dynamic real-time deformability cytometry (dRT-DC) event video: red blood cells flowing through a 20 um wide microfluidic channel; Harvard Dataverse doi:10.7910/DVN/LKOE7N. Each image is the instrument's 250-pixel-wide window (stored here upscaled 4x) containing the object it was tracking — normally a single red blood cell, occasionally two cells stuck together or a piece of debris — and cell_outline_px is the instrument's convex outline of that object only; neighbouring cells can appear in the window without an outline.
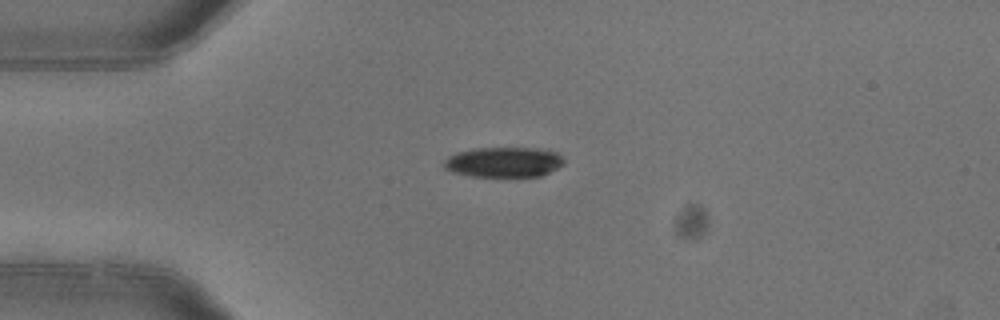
{"species": "common noctule bat (a hibernating species)", "species_latin": "Nyctalus noctula", "temperature_condition": "warm", "stored_images_in_passage": 4, "camera_frame_rate_fps": 3000, "um_per_image_px": 0.085, "animal": {"sex": "female"}, "frame": {"image": 1, "passage_image": 1, "time_ms": 0.0, "image_size_px": [1000, 320], "cell_outline_px": [[564, 164], [540, 176], [472, 176], [452, 172], [444, 168], [444, 160], [448, 156], [456, 152], [472, 148], [548, 148], [556, 152], [564, 160]], "centroid_in_image_um": [42.81, 13.76], "position_along_channel_um": 42.2, "area_um2": 21.15}}